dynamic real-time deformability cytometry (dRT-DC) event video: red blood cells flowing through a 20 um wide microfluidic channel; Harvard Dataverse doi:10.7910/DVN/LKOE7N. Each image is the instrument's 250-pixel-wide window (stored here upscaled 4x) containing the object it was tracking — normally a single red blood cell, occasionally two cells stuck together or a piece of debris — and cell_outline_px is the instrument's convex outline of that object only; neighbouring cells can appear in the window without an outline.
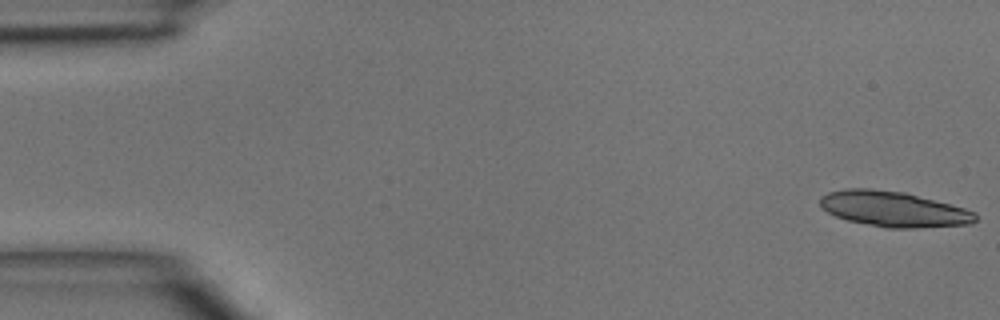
{"species": "common noctule bat (a hibernating species)", "species_latin": "Nyctalus noctula", "temperature_condition": "room temperature", "stored_images_in_passage": 45, "segment_of_instrument_passage": [1, 2], "camera_frame_rate_fps": 3000, "um_per_image_px": 0.085, "animal": {"sex": "male", "body_mass_g": 15.6}, "frame": {"image": 1, "passage_image": 1, "time_ms": 0.0, "image_size_px": [1000, 320], "cell_outline_px": [[976, 220], [972, 224], [916, 228], [884, 228], [848, 220], [836, 216], [828, 212], [820, 204], [820, 196], [828, 192], [844, 188], [872, 188], [904, 192], [964, 208], [976, 212]], "centroid_in_image_um": [75.94, 17.77], "position_along_channel_um": 9.1, "area_um2": 32.08}}